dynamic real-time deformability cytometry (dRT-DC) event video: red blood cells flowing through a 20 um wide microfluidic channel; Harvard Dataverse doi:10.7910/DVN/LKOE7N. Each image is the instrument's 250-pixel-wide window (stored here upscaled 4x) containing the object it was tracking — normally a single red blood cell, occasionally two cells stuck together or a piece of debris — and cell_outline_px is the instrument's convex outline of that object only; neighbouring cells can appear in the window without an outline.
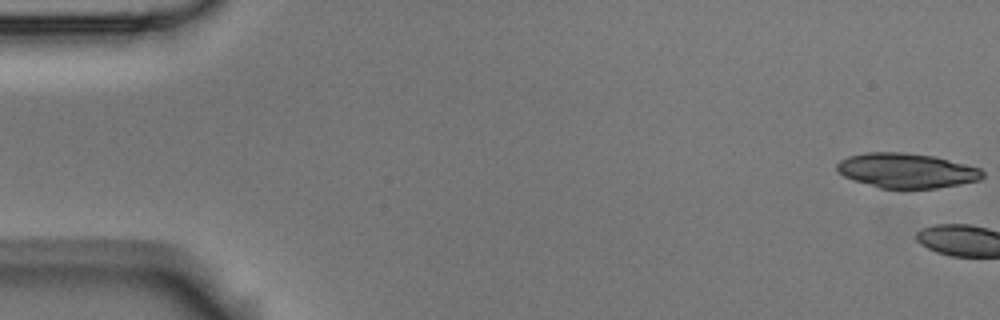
{"species": "Egyptian fruit bat (a non-hibernating species)", "species_latin": "Rousettus aegyptiacus", "temperature_condition": "room temperature", "stored_images_in_passage": 7, "camera_frame_rate_fps": 3000, "um_per_image_px": 0.085, "animal": {"sex": "male"}, "frame": {"image": 1, "passage_image": 1, "time_ms": 0.0, "image_size_px": [1000, 320], "cell_outline_px": [[984, 176], [980, 180], [960, 184], [936, 188], [880, 188], [852, 180], [836, 172], [836, 164], [840, 160], [848, 156], [868, 152], [904, 152], [932, 156], [980, 168], [984, 172]], "centroid_in_image_um": [77.02, 14.5], "position_along_channel_um": 8.0, "area_um2": 29.48}}
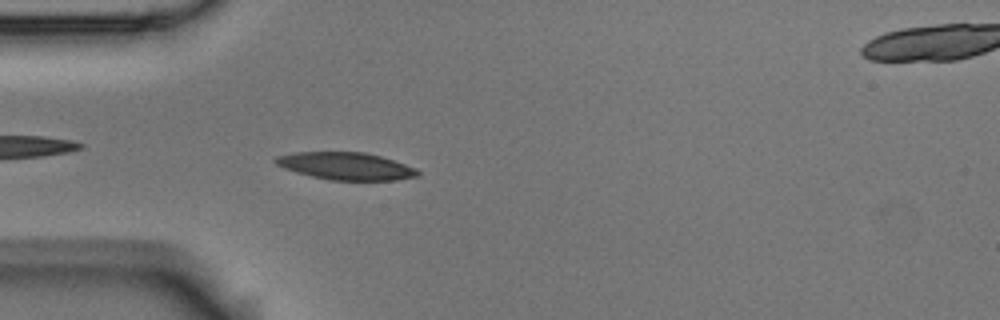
{"frame": {"image": 2, "passage_image": 6, "time_ms": 1.667, "image_size_px": [1000, 320], "cell_outline_px": [[420, 176], [396, 180], [328, 180], [296, 172], [284, 168], [276, 164], [272, 160], [276, 156], [296, 152], [364, 152], [380, 156], [416, 168], [420, 172]], "centroid_in_image_um": [29.39, 14.12], "position_along_channel_um": 55.6, "area_um2": 22.66}}